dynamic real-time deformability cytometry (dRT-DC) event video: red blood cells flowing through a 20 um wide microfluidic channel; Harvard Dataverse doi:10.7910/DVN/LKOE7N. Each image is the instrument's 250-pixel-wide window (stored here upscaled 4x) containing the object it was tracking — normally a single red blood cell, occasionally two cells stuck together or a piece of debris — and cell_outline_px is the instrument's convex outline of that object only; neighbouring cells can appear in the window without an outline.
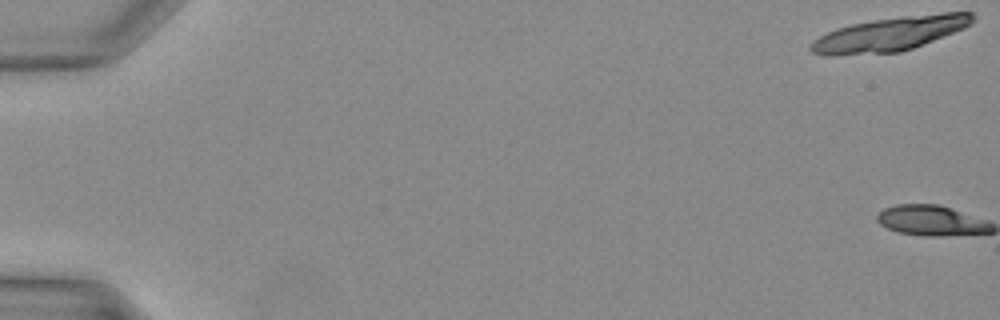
{"species": "Egyptian fruit bat (a non-hibernating species)", "species_latin": "Rousettus aegyptiacus", "temperature_condition": "warm", "stored_images_in_passage": 2, "camera_frame_rate_fps": 3000, "um_per_image_px": 0.085, "animal": {"sex": "female"}, "frame": {"image": 1, "passage_image": 1, "time_ms": 0.0, "image_size_px": [1000, 320], "cell_outline_px": [[976, 20], [972, 24], [964, 28], [912, 48], [900, 52], [832, 56], [828, 56], [812, 52], [808, 48], [820, 36], [836, 28], [852, 24], [872, 20], [904, 16], [944, 12], [972, 12], [976, 16]], "centroid_in_image_um": [75.68, 2.88], "position_along_channel_um": 9.3, "area_um2": 32.02}}